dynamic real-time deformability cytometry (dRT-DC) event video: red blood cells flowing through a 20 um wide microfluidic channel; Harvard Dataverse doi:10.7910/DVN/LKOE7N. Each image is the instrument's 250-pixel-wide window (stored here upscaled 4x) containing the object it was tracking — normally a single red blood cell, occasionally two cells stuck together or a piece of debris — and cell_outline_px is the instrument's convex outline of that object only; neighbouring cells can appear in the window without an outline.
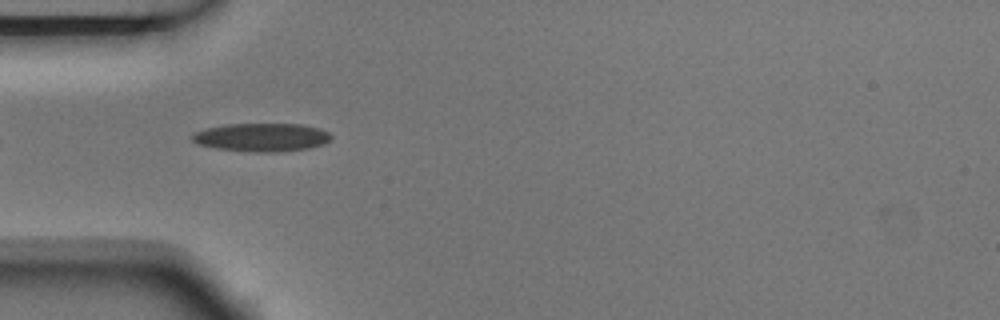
{"species": "Egyptian fruit bat (a non-hibernating species)", "species_latin": "Rousettus aegyptiacus", "temperature_condition": "room temperature", "stored_images_in_passage": 5, "camera_frame_rate_fps": 3000, "um_per_image_px": 0.085, "animal": {"sex": "male"}, "frame": {"image": 1, "passage_image": 4, "time_ms": 1.0, "image_size_px": [1000, 320], "cell_outline_px": [[332, 140], [324, 144], [308, 148], [276, 152], [252, 152], [216, 148], [200, 144], [192, 140], [192, 136], [196, 132], [204, 128], [228, 124], [300, 124], [320, 128], [328, 132], [332, 136]], "centroid_in_image_um": [22.28, 11.67], "position_along_channel_um": 62.7, "area_um2": 22.89}}
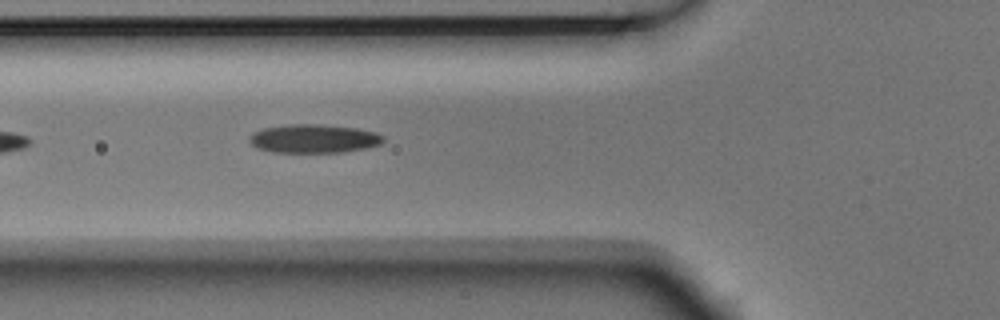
{"frame": {"image": 2, "passage_image": 5, "time_ms": 1.333, "image_size_px": [1000, 320], "cell_outline_px": [[384, 140], [380, 144], [364, 148], [340, 152], [272, 152], [256, 148], [248, 140], [248, 136], [252, 132], [264, 128], [288, 124], [320, 124], [356, 128], [376, 132], [384, 136]], "centroid_in_image_um": [26.63, 11.78], "position_along_channel_um": 99.2, "area_um2": 22.37}}